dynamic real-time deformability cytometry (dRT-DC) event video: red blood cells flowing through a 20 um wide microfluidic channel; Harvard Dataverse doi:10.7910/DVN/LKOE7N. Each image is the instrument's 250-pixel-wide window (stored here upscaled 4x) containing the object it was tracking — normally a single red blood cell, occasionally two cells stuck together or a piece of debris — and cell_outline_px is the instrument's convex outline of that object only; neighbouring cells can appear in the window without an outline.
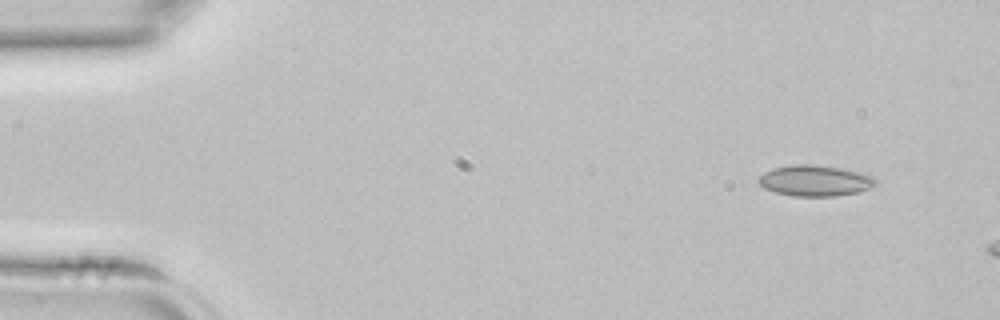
{"species": "common noctule bat (a hibernating species)", "species_latin": "Nyctalus noctula", "temperature_condition": "room temperature", "stored_images_in_passage": 3, "camera_frame_rate_fps": 3000, "um_per_image_px": 0.085, "animal": {"sex": "female", "body_mass_g": 22.7, "forearm_length_mm": 54.2}, "frame": {"image": 1, "passage_image": 1, "time_ms": 0.0, "image_size_px": [1000, 320], "cell_outline_px": [[876, 184], [860, 192], [836, 196], [792, 196], [776, 192], [764, 188], [756, 180], [764, 172], [772, 168], [792, 164], [812, 164], [840, 168], [860, 172], [872, 176], [876, 180]], "centroid_in_image_um": [69.25, 15.35], "position_along_channel_um": 15.7, "area_um2": 21.15}}